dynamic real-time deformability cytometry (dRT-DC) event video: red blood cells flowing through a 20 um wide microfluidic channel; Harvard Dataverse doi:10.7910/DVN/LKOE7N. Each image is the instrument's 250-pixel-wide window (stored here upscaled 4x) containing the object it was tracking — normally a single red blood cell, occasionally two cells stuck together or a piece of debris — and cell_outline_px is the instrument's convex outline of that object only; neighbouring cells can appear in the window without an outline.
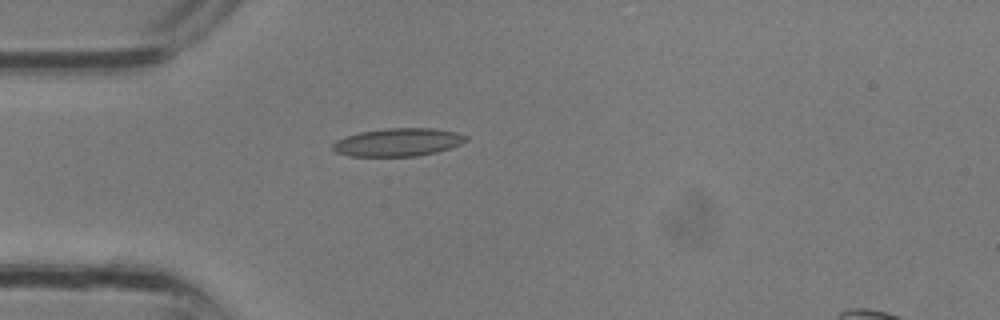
{"species": "common noctule bat (a hibernating species)", "species_latin": "Nyctalus noctula", "temperature_condition": "room temperature", "stored_images_in_passage": 25, "camera_frame_rate_fps": 3000, "um_per_image_px": 0.085, "animal": {"sex": "male", "body_mass_g": 13.3}, "frame": {"image": 1, "passage_image": 1, "time_ms": 0.0, "image_size_px": [1000, 320], "cell_outline_px": [[468, 140], [460, 144], [436, 152], [416, 156], [348, 156], [336, 152], [332, 148], [332, 144], [336, 140], [360, 132], [384, 128], [432, 128], [456, 132], [468, 136]], "centroid_in_image_um": [33.83, 12.09], "position_along_channel_um": 51.2, "area_um2": 21.68}}
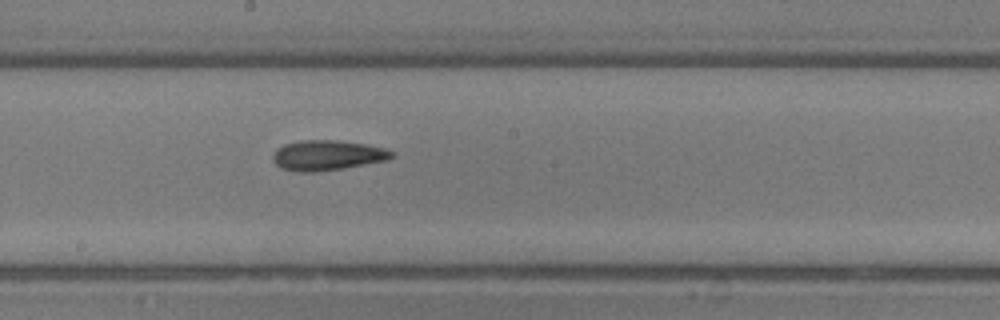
{"frame": {"image": 2, "passage_image": 9, "time_ms": 2.667, "image_size_px": [1000, 320], "cell_outline_px": [[396, 156], [388, 160], [344, 168], [316, 172], [300, 172], [280, 168], [272, 160], [272, 156], [276, 148], [284, 144], [300, 140], [336, 140], [368, 144], [384, 148], [396, 152]], "centroid_in_image_um": [27.84, 13.2], "position_along_channel_um": 220.4, "area_um2": 21.21}}
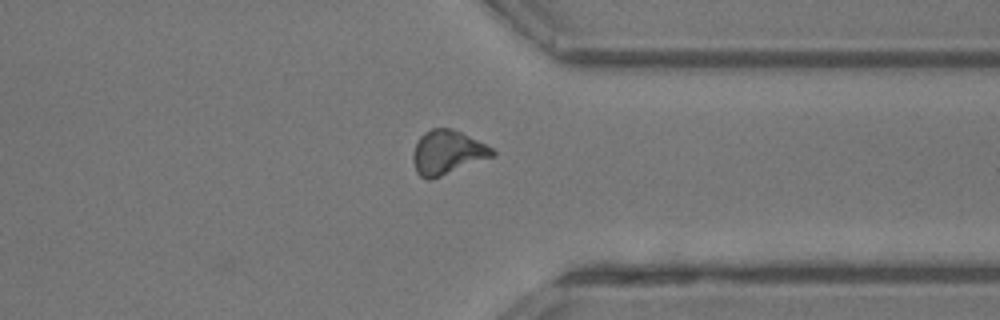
{"frame": {"image": 3, "passage_image": 16, "time_ms": 5.0, "image_size_px": [1000, 320], "cell_outline_px": [[496, 156], [432, 180], [428, 180], [420, 176], [416, 172], [412, 160], [412, 152], [420, 136], [424, 132], [432, 128], [452, 128], [492, 148], [496, 152]], "centroid_in_image_um": [38.01, 12.98], "position_along_channel_um": 373.4, "area_um2": 20.58}}